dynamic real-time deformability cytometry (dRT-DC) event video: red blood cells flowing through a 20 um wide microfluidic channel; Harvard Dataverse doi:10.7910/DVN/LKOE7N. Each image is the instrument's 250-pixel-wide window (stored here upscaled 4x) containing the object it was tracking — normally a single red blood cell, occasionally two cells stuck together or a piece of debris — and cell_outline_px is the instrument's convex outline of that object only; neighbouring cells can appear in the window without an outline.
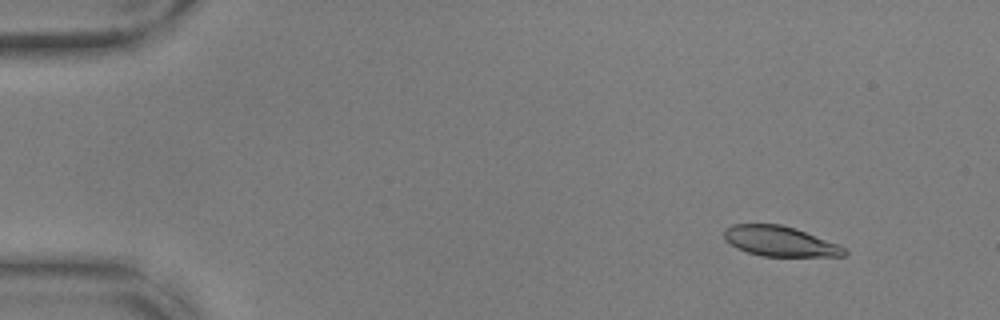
{"species": "common noctule bat (a hibernating species)", "species_latin": "Nyctalus noctula", "temperature_condition": "warm", "stored_images_in_passage": 56, "camera_frame_rate_fps": 3000, "um_per_image_px": 0.085, "animal": {"sex": "male", "body_mass_g": 17.9, "forearm_length_mm": 54.2}, "frame": {"image": 1, "passage_image": 6, "time_ms": 1.667, "image_size_px": [1000, 320], "cell_outline_px": [[848, 252], [844, 256], [760, 256], [736, 248], [724, 240], [724, 228], [732, 224], [780, 224], [796, 228], [836, 244], [844, 248]], "centroid_in_image_um": [66.23, 20.5], "position_along_channel_um": 18.8, "area_um2": 21.04}}
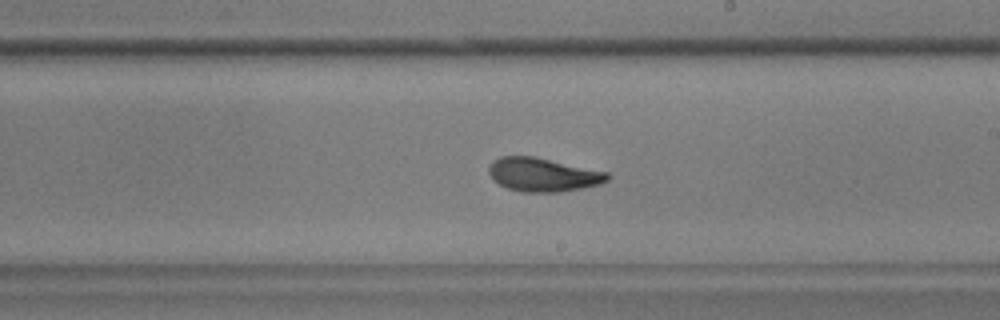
{"frame": {"image": 2, "passage_image": 33, "time_ms": 10.667, "image_size_px": [1000, 320], "cell_outline_px": [[612, 176], [608, 180], [600, 184], [584, 188], [560, 192], [520, 192], [508, 188], [492, 180], [488, 172], [488, 168], [492, 160], [500, 156], [532, 156], [608, 172]], "centroid_in_image_um": [46.14, 14.85], "position_along_channel_um": 242.9, "area_um2": 23.41}}
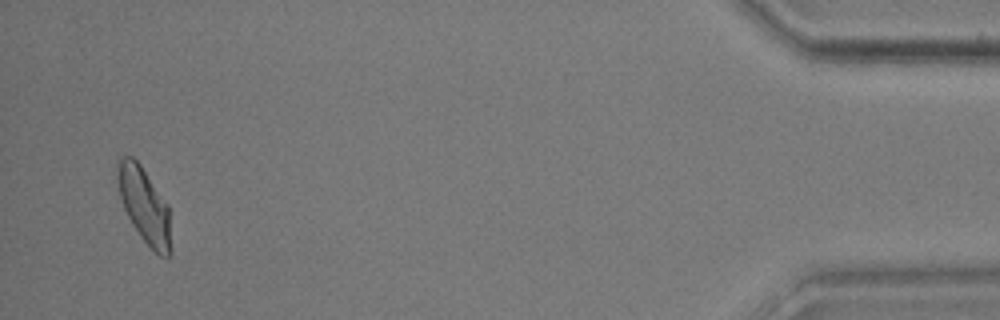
{"frame": {"image": 3, "passage_image": 54, "time_ms": 17.667, "image_size_px": [1000, 320], "cell_outline_px": [[172, 252], [168, 260], [160, 256], [140, 236], [132, 224], [124, 208], [120, 196], [116, 176], [116, 160], [124, 156], [132, 156], [140, 164], [168, 204]], "centroid_in_image_um": [12.28, 17.46], "position_along_channel_um": 422.9, "area_um2": 23.64}, "authors_computed_cell_mechanics": {"area_um2": 22.8888, "velocity_mm_per_s": 3.6402, "shape_relaxation_time_tau1_ms": 4.6777, "shape_relaxation_time_tau2_ms": 1.6231, "deformation_change_tau1": 0.1668, "deformation_change_tau2": 0.065}}